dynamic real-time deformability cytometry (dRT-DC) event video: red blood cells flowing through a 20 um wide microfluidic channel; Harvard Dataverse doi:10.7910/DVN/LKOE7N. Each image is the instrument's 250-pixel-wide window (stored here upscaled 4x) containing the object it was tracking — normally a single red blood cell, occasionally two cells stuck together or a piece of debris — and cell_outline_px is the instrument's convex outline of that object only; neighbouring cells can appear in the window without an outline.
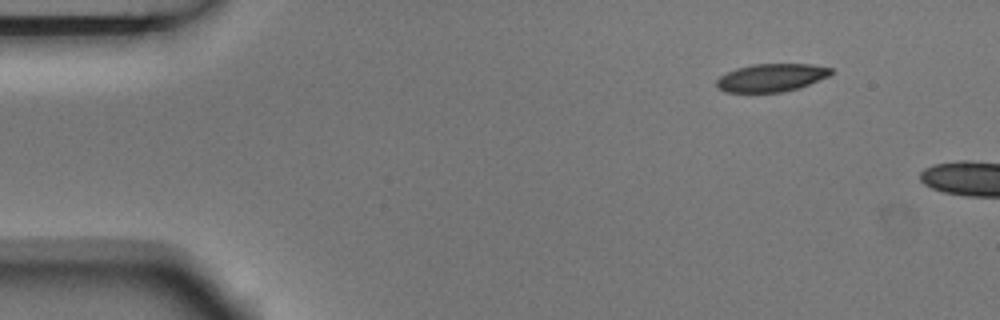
{"species": "Egyptian fruit bat (a non-hibernating species)", "species_latin": "Rousettus aegyptiacus", "temperature_condition": "room temperature", "stored_images_in_passage": 3, "camera_frame_rate_fps": 3000, "um_per_image_px": 0.085, "animal": {"sex": "male"}, "frame": {"image": 1, "passage_image": 1, "time_ms": 0.0, "image_size_px": [1000, 320], "cell_outline_px": [[832, 72], [828, 76], [800, 88], [784, 92], [724, 92], [716, 88], [716, 80], [720, 76], [736, 68], [752, 64], [812, 64], [832, 68]], "centroid_in_image_um": [65.54, 6.6], "position_along_channel_um": 19.5, "area_um2": 18.73}}